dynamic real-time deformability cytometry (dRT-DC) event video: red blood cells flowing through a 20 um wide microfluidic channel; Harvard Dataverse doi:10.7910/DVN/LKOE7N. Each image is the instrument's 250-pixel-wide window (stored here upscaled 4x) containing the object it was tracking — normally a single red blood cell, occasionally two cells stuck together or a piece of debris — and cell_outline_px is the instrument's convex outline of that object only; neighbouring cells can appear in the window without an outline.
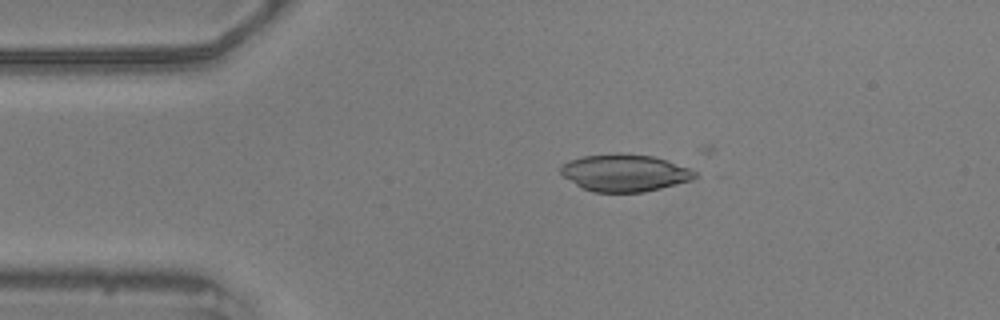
{"species": "common noctule bat (a hibernating species)", "species_latin": "Nyctalus noctula", "temperature_condition": "warm", "stored_images_in_passage": 9, "camera_frame_rate_fps": 3000, "um_per_image_px": 0.085, "animal": {"sex": "male", "body_mass_g": 20.5, "forearm_length_mm": 52.5}, "frame": {"image": 1, "passage_image": 4, "time_ms": 1.0, "image_size_px": [1000, 320], "cell_outline_px": [[700, 176], [692, 180], [644, 192], [592, 192], [576, 184], [564, 176], [560, 172], [560, 168], [568, 160], [584, 156], [616, 152], [620, 152], [652, 156], [668, 160], [692, 168]], "centroid_in_image_um": [53.15, 14.67], "position_along_channel_um": 31.8, "area_um2": 29.3}}